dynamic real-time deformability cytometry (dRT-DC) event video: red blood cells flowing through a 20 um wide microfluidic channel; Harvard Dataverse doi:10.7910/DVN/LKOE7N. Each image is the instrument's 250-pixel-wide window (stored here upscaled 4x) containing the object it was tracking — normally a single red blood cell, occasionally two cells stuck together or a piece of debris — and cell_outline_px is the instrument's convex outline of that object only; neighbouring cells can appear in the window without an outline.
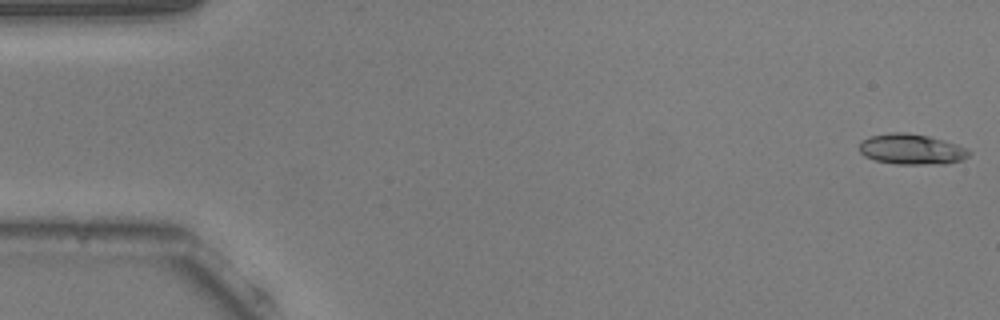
{"species": "common noctule bat (a hibernating species)", "species_latin": "Nyctalus noctula", "temperature_condition": "warm", "stored_images_in_passage": 49, "camera_frame_rate_fps": 3000, "um_per_image_px": 0.085, "animal": {"sex": "male", "body_mass_g": 20.5, "forearm_length_mm": 52.5}, "frame": {"image": 1, "passage_image": 1, "time_ms": 0.0, "image_size_px": [1000, 320], "cell_outline_px": [[972, 152], [964, 160], [944, 164], [896, 164], [876, 160], [864, 156], [860, 152], [860, 140], [872, 136], [892, 132], [908, 132], [928, 136], [944, 140], [956, 144]], "centroid_in_image_um": [77.49, 12.69], "position_along_channel_um": 7.5, "area_um2": 19.54}}
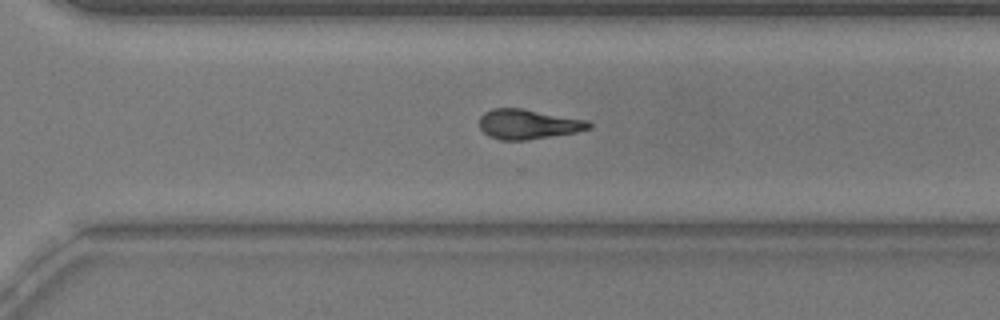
{"frame": {"image": 2, "passage_image": 37, "time_ms": 12.0, "image_size_px": [1000, 320], "cell_outline_px": [[592, 128], [576, 132], [528, 140], [500, 140], [488, 136], [480, 128], [480, 116], [484, 112], [492, 108], [520, 108], [588, 120], [592, 124]], "centroid_in_image_um": [44.89, 10.56], "position_along_channel_um": 325.7, "area_um2": 19.07}}
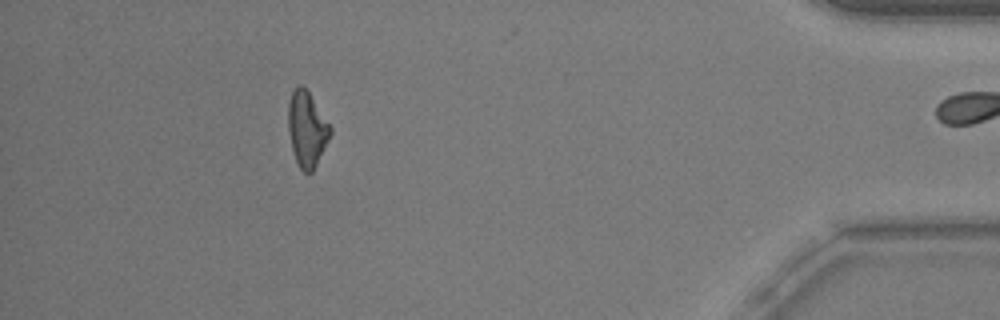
{"frame": {"image": 3, "passage_image": 48, "time_ms": 15.667, "image_size_px": [1000, 320], "cell_outline_px": [[332, 132], [312, 172], [304, 172], [300, 168], [296, 160], [292, 148], [288, 128], [288, 104], [292, 92], [300, 84], [308, 92], [332, 128]], "centroid_in_image_um": [26.08, 10.97], "position_along_channel_um": 409.1, "area_um2": 17.92}, "authors_computed_cell_mechanics": {"area_um2": 19.1318, "velocity_mm_per_s": 3.8027, "shape_relaxation_time_tau1_ms": 6.3602, "shape_relaxation_time_tau2_ms": 3.2819, "deformation_change_tau1": 0.1993, "deformation_change_tau2": 0.1262}}